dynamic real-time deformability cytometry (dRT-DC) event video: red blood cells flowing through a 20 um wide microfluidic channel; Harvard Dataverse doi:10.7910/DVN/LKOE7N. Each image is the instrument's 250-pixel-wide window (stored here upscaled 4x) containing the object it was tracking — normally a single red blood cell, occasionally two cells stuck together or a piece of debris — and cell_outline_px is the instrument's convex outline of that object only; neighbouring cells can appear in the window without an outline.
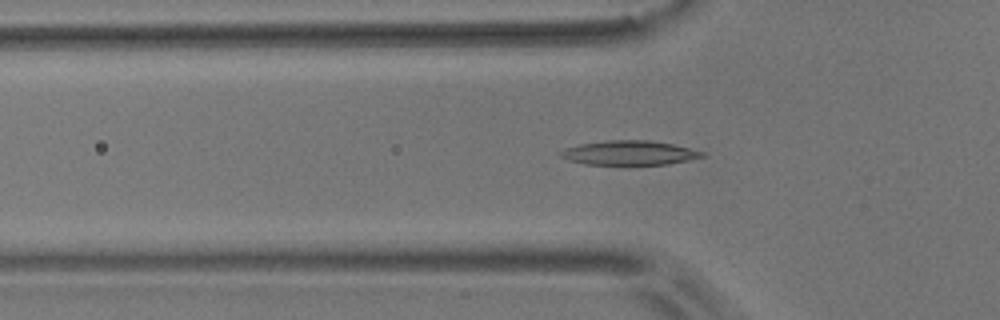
{"species": "common noctule bat (a hibernating species)", "species_latin": "Nyctalus noctula", "temperature_condition": "room temperature", "stored_images_in_passage": 55, "camera_frame_rate_fps": 3000, "um_per_image_px": 0.085, "animal": {"sex": "male", "body_mass_g": 17.9}, "frame": {"image": 1, "passage_image": 18, "time_ms": 5.667, "image_size_px": [1000, 320], "cell_outline_px": [[704, 156], [688, 160], [668, 164], [584, 164], [560, 156], [560, 152], [564, 148], [580, 144], [608, 140], [648, 140], [672, 144], [704, 152]], "centroid_in_image_um": [53.48, 12.98], "position_along_channel_um": 72.3, "area_um2": 19.71}}
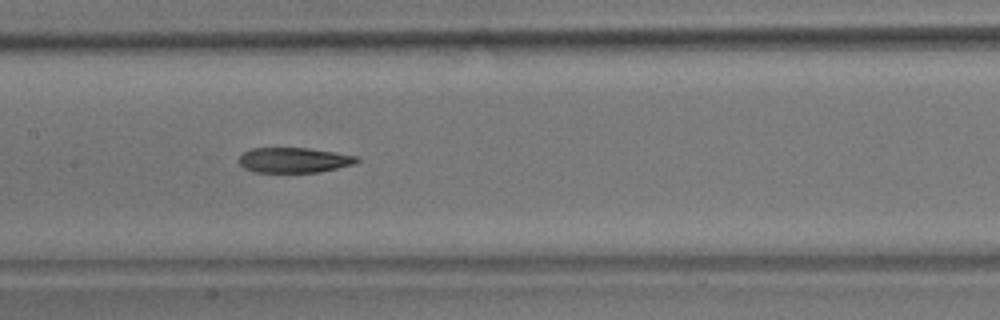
{"frame": {"image": 2, "passage_image": 27, "time_ms": 8.667, "image_size_px": [1000, 320], "cell_outline_px": [[360, 160], [352, 164], [336, 168], [316, 172], [252, 172], [244, 168], [236, 160], [244, 152], [252, 148], [308, 148], [360, 156]], "centroid_in_image_um": [24.95, 13.6], "position_along_channel_um": 182.4, "area_um2": 17.28}}
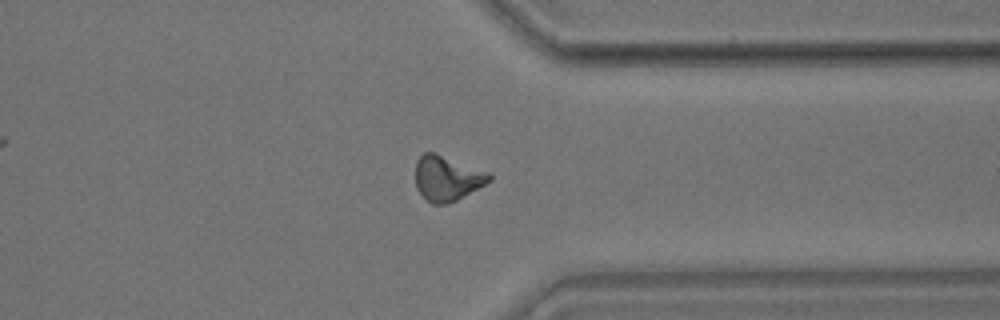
{"frame": {"image": 3, "passage_image": 43, "time_ms": 14.0, "image_size_px": [1000, 320], "cell_outline_px": [[492, 180], [456, 200], [448, 204], [432, 204], [416, 188], [416, 160], [424, 152], [436, 152], [492, 172]], "centroid_in_image_um": [38.03, 15.12], "position_along_channel_um": 373.4, "area_um2": 19.59}, "authors_computed_cell_mechanics": {"area_um2": 19.0162, "velocity_mm_per_s": 3.6387, "shape_relaxation_time_tau1_ms": 7.5819, "shape_relaxation_time_tau2_ms": 9.4938, "deformation_change_tau1": 0.201, "deformation_change_tau2": 0.1647}}